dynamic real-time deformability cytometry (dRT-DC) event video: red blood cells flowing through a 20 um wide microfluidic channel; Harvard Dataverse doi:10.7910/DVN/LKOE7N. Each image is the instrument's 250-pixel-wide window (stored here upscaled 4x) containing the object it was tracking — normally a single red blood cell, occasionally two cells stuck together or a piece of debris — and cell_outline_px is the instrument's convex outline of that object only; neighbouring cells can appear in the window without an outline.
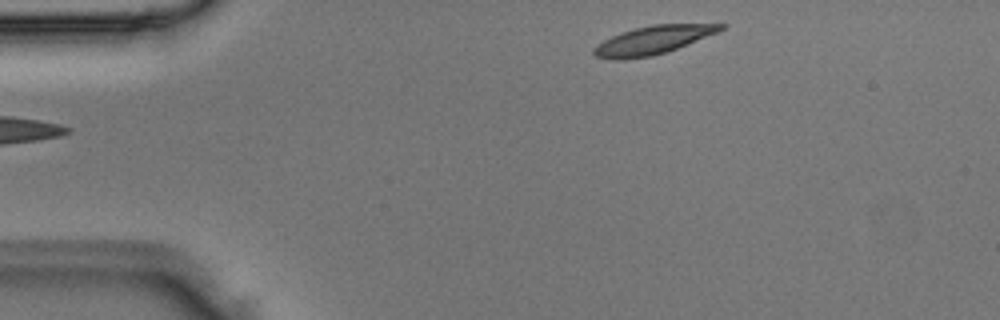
{"species": "Egyptian fruit bat (a non-hibernating species)", "species_latin": "Rousettus aegyptiacus", "temperature_condition": "room temperature", "stored_images_in_passage": 3, "segment_of_instrument_passage": [1, 2], "camera_frame_rate_fps": 3000, "um_per_image_px": 0.085, "animal": {"sex": "male"}, "frame": {"image": 1, "passage_image": 1, "time_ms": 0.0, "image_size_px": [1000, 320], "cell_outline_px": [[728, 24], [724, 28], [716, 32], [668, 52], [652, 56], [624, 60], [612, 60], [596, 56], [592, 52], [604, 40], [612, 36], [636, 28], [652, 24]], "centroid_in_image_um": [55.49, 3.42], "position_along_channel_um": 29.5, "area_um2": 20.58}}